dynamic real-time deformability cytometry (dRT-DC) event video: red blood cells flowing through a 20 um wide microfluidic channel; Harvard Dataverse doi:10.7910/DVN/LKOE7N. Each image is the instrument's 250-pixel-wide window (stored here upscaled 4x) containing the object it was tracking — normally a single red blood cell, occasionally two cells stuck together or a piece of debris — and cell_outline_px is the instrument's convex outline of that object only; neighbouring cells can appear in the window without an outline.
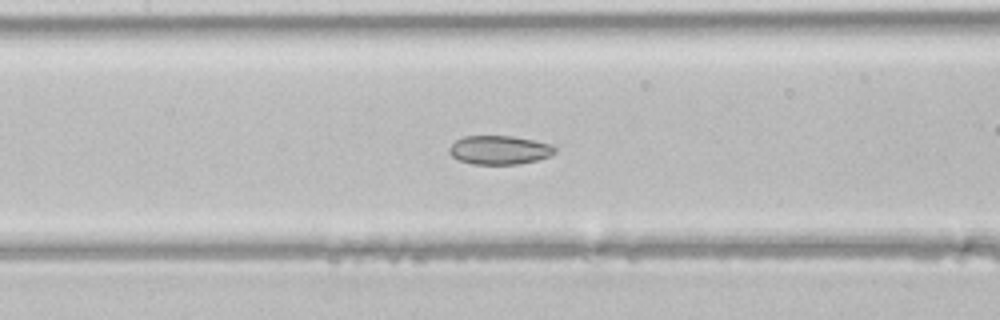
{"species": "common noctule bat (a hibernating species)", "species_latin": "Nyctalus noctula", "temperature_condition": "room temperature", "stored_images_in_passage": 42, "camera_frame_rate_fps": 3000, "um_per_image_px": 0.085, "animal": {"sex": "male", "body_mass_g": 21.5, "forearm_length_mm": 52.0}, "frame": {"image": 1, "passage_image": 19, "time_ms": 6.0, "image_size_px": [1000, 320], "cell_outline_px": [[556, 152], [548, 156], [536, 160], [520, 164], [472, 164], [460, 160], [452, 156], [448, 152], [448, 148], [456, 140], [464, 136], [512, 136], [552, 144], [556, 148]], "centroid_in_image_um": [42.44, 12.75], "position_along_channel_um": 165.0, "area_um2": 17.69}}
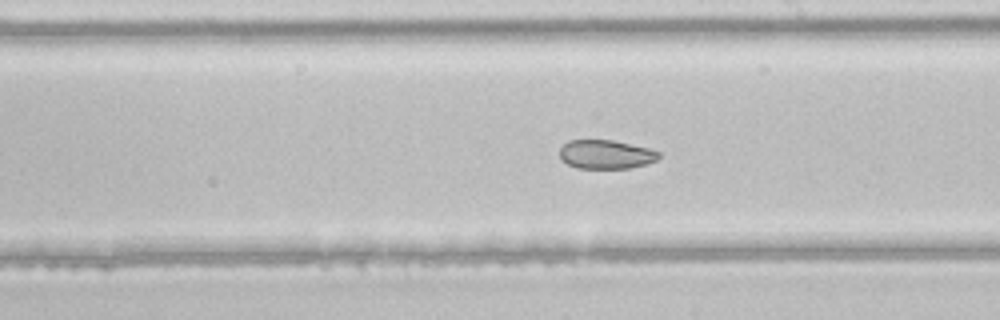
{"frame": {"image": 2, "passage_image": 24, "time_ms": 7.667, "image_size_px": [1000, 320], "cell_outline_px": [[660, 156], [656, 160], [648, 164], [628, 168], [576, 168], [560, 160], [560, 148], [568, 140], [612, 140], [648, 148], [660, 152]], "centroid_in_image_um": [51.49, 13.13], "position_along_channel_um": 237.5, "area_um2": 16.7}}